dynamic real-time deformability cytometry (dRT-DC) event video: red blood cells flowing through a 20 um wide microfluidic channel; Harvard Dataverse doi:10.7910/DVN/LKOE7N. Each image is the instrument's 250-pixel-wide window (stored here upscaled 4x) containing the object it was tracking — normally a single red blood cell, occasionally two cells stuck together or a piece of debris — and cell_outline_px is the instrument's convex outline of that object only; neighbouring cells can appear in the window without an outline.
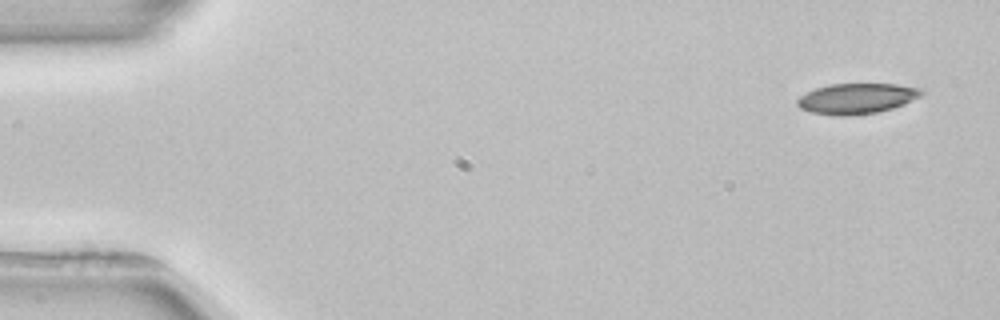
{"species": "common noctule bat (a hibernating species)", "species_latin": "Nyctalus noctula", "temperature_condition": "room temperature", "stored_images_in_passage": 4, "camera_frame_rate_fps": 3000, "um_per_image_px": 0.085, "animal": {"sex": "female", "body_mass_g": 22.7, "forearm_length_mm": 54.2}, "frame": {"image": 1, "passage_image": 1, "time_ms": 0.0, "image_size_px": [1000, 320], "cell_outline_px": [[924, 92], [920, 96], [904, 104], [892, 108], [876, 112], [844, 116], [836, 116], [812, 112], [800, 108], [796, 104], [796, 100], [800, 96], [816, 88], [828, 84], [896, 84], [924, 88]], "centroid_in_image_um": [72.83, 8.37], "position_along_channel_um": 12.2, "area_um2": 22.02}}
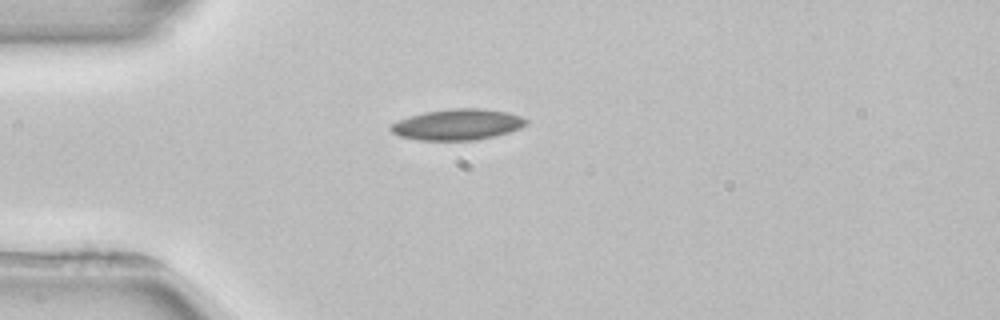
{"frame": {"image": 2, "passage_image": 4, "time_ms": 3.667, "image_size_px": [1000, 320], "cell_outline_px": [[528, 124], [520, 128], [496, 136], [476, 140], [420, 140], [400, 136], [392, 132], [388, 128], [392, 124], [408, 116], [424, 112], [452, 108], [480, 108], [508, 112], [520, 116], [528, 120]], "centroid_in_image_um": [38.91, 10.58], "position_along_channel_um": 46.1, "area_um2": 24.45}}